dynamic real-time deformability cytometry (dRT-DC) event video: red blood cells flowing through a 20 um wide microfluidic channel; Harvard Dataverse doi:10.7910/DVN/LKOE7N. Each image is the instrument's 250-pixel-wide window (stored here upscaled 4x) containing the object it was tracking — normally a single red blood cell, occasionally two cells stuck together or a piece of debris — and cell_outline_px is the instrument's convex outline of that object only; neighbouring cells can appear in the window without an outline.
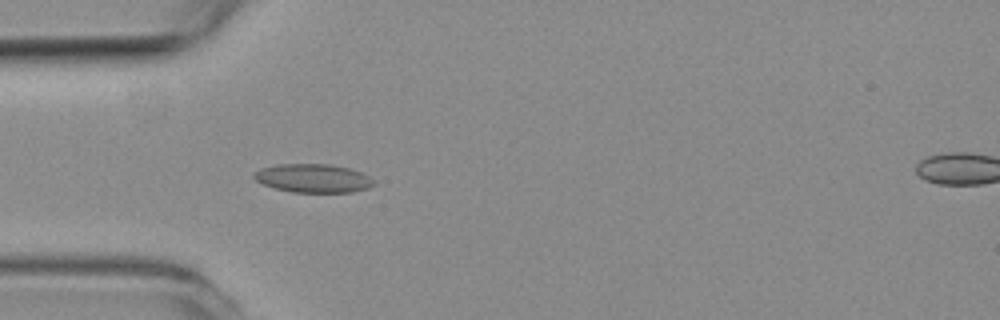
{"species": "common noctule bat (a hibernating species)", "species_latin": "Nyctalus noctula", "temperature_condition": "room temperature", "stored_images_in_passage": 4, "segment_of_instrument_passage": [1, 2], "camera_frame_rate_fps": 3000, "um_per_image_px": 0.085, "animal": {"sex": "female", "body_mass_g": 19.3, "forearm_length_mm": 54.1}, "frame": {"image": 1, "passage_image": 3, "time_ms": 2.333, "image_size_px": [1000, 320], "cell_outline_px": [[376, 184], [368, 188], [352, 192], [292, 192], [276, 188], [264, 184], [256, 180], [252, 176], [252, 172], [260, 168], [276, 164], [332, 164], [348, 168], [360, 172], [376, 180]], "centroid_in_image_um": [26.62, 15.14], "position_along_channel_um": 58.4, "area_um2": 20.06}}